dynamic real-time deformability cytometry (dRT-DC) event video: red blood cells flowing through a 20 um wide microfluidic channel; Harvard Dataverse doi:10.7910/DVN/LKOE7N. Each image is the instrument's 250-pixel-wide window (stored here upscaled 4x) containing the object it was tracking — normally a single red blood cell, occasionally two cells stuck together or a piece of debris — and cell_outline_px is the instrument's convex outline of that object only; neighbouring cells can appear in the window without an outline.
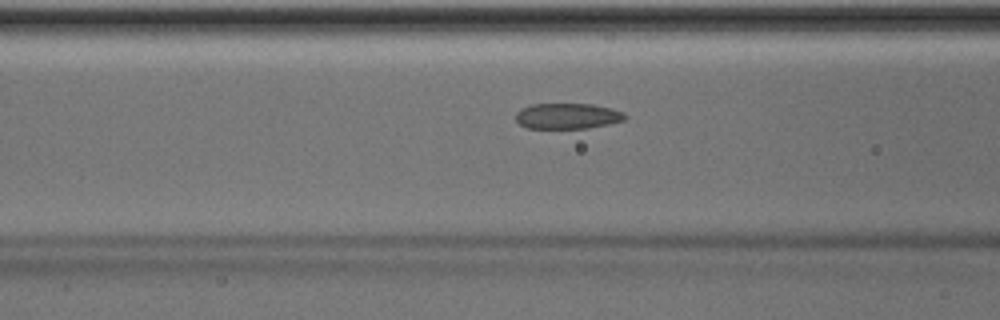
{"species": "Egyptian fruit bat (a non-hibernating species)", "species_latin": "Rousettus aegyptiacus", "temperature_condition": "room temperature", "stored_images_in_passage": 43, "camera_frame_rate_fps": 3000, "um_per_image_px": 0.085, "animal": {"sex": "male"}, "frame": {"image": 1, "passage_image": 13, "time_ms": 4.0, "image_size_px": [1000, 320], "cell_outline_px": [[628, 116], [624, 120], [608, 124], [588, 128], [528, 128], [520, 124], [516, 120], [516, 112], [520, 108], [532, 104], [592, 104], [612, 108], [624, 112]], "centroid_in_image_um": [48.25, 9.86], "position_along_channel_um": 118.4, "area_um2": 16.42}}
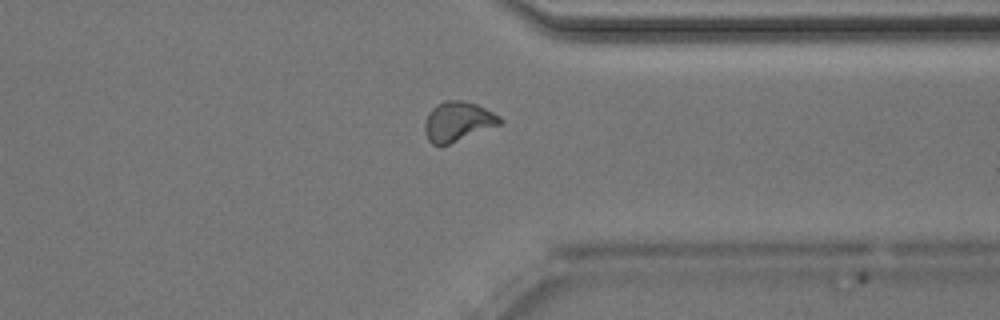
{"frame": {"image": 2, "passage_image": 32, "time_ms": 10.333, "image_size_px": [1000, 320], "cell_outline_px": [[504, 120], [500, 124], [448, 144], [432, 144], [428, 140], [424, 132], [424, 124], [428, 112], [436, 104], [444, 100], [464, 100], [476, 104], [500, 116]], "centroid_in_image_um": [38.88, 10.3], "position_along_channel_um": 372.5, "area_um2": 17.22}}
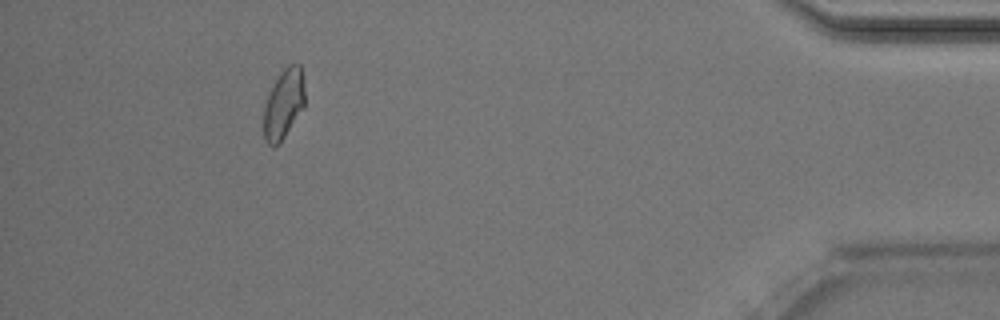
{"frame": {"image": 3, "passage_image": 39, "time_ms": 12.667, "image_size_px": [1000, 320], "cell_outline_px": [[304, 108], [280, 144], [272, 148], [264, 140], [264, 108], [268, 96], [280, 72], [288, 64], [300, 64], [304, 88]], "centroid_in_image_um": [24.11, 8.89], "position_along_channel_um": 411.1, "area_um2": 16.7}, "authors_computed_cell_mechanics": {"area_um2": 16.9932, "velocity_mm_per_s": 4.0454, "shape_relaxation_time_tau1_ms": 4.3839, "shape_relaxation_time_tau2_ms": 2.1504, "deformation_change_tau1": 0.1177, "deformation_change_tau2": 0.0737}}